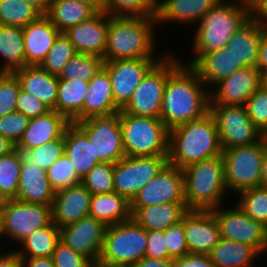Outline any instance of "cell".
<instances>
[{"label":"cell","mask_w":267,"mask_h":267,"mask_svg":"<svg viewBox=\"0 0 267 267\" xmlns=\"http://www.w3.org/2000/svg\"><path fill=\"white\" fill-rule=\"evenodd\" d=\"M210 92L197 72L181 63L167 78L160 120L171 130L202 118L210 110Z\"/></svg>","instance_id":"obj_1"},{"label":"cell","mask_w":267,"mask_h":267,"mask_svg":"<svg viewBox=\"0 0 267 267\" xmlns=\"http://www.w3.org/2000/svg\"><path fill=\"white\" fill-rule=\"evenodd\" d=\"M222 152L217 125L210 112L169 130L168 163L179 169Z\"/></svg>","instance_id":"obj_2"},{"label":"cell","mask_w":267,"mask_h":267,"mask_svg":"<svg viewBox=\"0 0 267 267\" xmlns=\"http://www.w3.org/2000/svg\"><path fill=\"white\" fill-rule=\"evenodd\" d=\"M156 17L110 16L103 61L154 58ZM155 51V52H154Z\"/></svg>","instance_id":"obj_3"},{"label":"cell","mask_w":267,"mask_h":267,"mask_svg":"<svg viewBox=\"0 0 267 267\" xmlns=\"http://www.w3.org/2000/svg\"><path fill=\"white\" fill-rule=\"evenodd\" d=\"M251 18L248 0L230 3L221 0L198 22L194 35L195 57L191 66L201 55L220 50L227 46L231 37Z\"/></svg>","instance_id":"obj_4"},{"label":"cell","mask_w":267,"mask_h":267,"mask_svg":"<svg viewBox=\"0 0 267 267\" xmlns=\"http://www.w3.org/2000/svg\"><path fill=\"white\" fill-rule=\"evenodd\" d=\"M182 172L188 210H211L221 206L228 190L222 155L193 163Z\"/></svg>","instance_id":"obj_5"},{"label":"cell","mask_w":267,"mask_h":267,"mask_svg":"<svg viewBox=\"0 0 267 267\" xmlns=\"http://www.w3.org/2000/svg\"><path fill=\"white\" fill-rule=\"evenodd\" d=\"M120 126L126 156L168 155L169 130L160 119L120 110Z\"/></svg>","instance_id":"obj_6"},{"label":"cell","mask_w":267,"mask_h":267,"mask_svg":"<svg viewBox=\"0 0 267 267\" xmlns=\"http://www.w3.org/2000/svg\"><path fill=\"white\" fill-rule=\"evenodd\" d=\"M147 230L133 218L107 226L99 263L131 267L145 257Z\"/></svg>","instance_id":"obj_7"},{"label":"cell","mask_w":267,"mask_h":267,"mask_svg":"<svg viewBox=\"0 0 267 267\" xmlns=\"http://www.w3.org/2000/svg\"><path fill=\"white\" fill-rule=\"evenodd\" d=\"M266 148L267 140L262 137L256 143L223 150L221 155L228 190L237 194L261 186V168Z\"/></svg>","instance_id":"obj_8"},{"label":"cell","mask_w":267,"mask_h":267,"mask_svg":"<svg viewBox=\"0 0 267 267\" xmlns=\"http://www.w3.org/2000/svg\"><path fill=\"white\" fill-rule=\"evenodd\" d=\"M160 58L144 76L122 111L134 116L160 119L167 78L181 64L180 60L169 55Z\"/></svg>","instance_id":"obj_9"},{"label":"cell","mask_w":267,"mask_h":267,"mask_svg":"<svg viewBox=\"0 0 267 267\" xmlns=\"http://www.w3.org/2000/svg\"><path fill=\"white\" fill-rule=\"evenodd\" d=\"M52 221L51 205L26 203L17 199L4 200L0 232L20 243L36 229Z\"/></svg>","instance_id":"obj_10"},{"label":"cell","mask_w":267,"mask_h":267,"mask_svg":"<svg viewBox=\"0 0 267 267\" xmlns=\"http://www.w3.org/2000/svg\"><path fill=\"white\" fill-rule=\"evenodd\" d=\"M93 143L100 163H112L124 158L120 111L107 116H94L75 123Z\"/></svg>","instance_id":"obj_11"},{"label":"cell","mask_w":267,"mask_h":267,"mask_svg":"<svg viewBox=\"0 0 267 267\" xmlns=\"http://www.w3.org/2000/svg\"><path fill=\"white\" fill-rule=\"evenodd\" d=\"M168 163V155L128 157L114 164V191L130 202Z\"/></svg>","instance_id":"obj_12"},{"label":"cell","mask_w":267,"mask_h":267,"mask_svg":"<svg viewBox=\"0 0 267 267\" xmlns=\"http://www.w3.org/2000/svg\"><path fill=\"white\" fill-rule=\"evenodd\" d=\"M222 150L258 142L263 136L249 119L244 106L210 105Z\"/></svg>","instance_id":"obj_13"},{"label":"cell","mask_w":267,"mask_h":267,"mask_svg":"<svg viewBox=\"0 0 267 267\" xmlns=\"http://www.w3.org/2000/svg\"><path fill=\"white\" fill-rule=\"evenodd\" d=\"M210 211L217 221L221 238L248 244L260 254L267 251V227L244 213L238 206L225 210L216 207Z\"/></svg>","instance_id":"obj_14"},{"label":"cell","mask_w":267,"mask_h":267,"mask_svg":"<svg viewBox=\"0 0 267 267\" xmlns=\"http://www.w3.org/2000/svg\"><path fill=\"white\" fill-rule=\"evenodd\" d=\"M156 58H135L105 61L115 104L122 109L131 99L144 76L158 62Z\"/></svg>","instance_id":"obj_15"},{"label":"cell","mask_w":267,"mask_h":267,"mask_svg":"<svg viewBox=\"0 0 267 267\" xmlns=\"http://www.w3.org/2000/svg\"><path fill=\"white\" fill-rule=\"evenodd\" d=\"M163 203H186L182 169L167 163L131 201V207Z\"/></svg>","instance_id":"obj_16"},{"label":"cell","mask_w":267,"mask_h":267,"mask_svg":"<svg viewBox=\"0 0 267 267\" xmlns=\"http://www.w3.org/2000/svg\"><path fill=\"white\" fill-rule=\"evenodd\" d=\"M106 228L102 221L86 216L60 228V241L95 264L100 258Z\"/></svg>","instance_id":"obj_17"},{"label":"cell","mask_w":267,"mask_h":267,"mask_svg":"<svg viewBox=\"0 0 267 267\" xmlns=\"http://www.w3.org/2000/svg\"><path fill=\"white\" fill-rule=\"evenodd\" d=\"M214 86L217 91L210 93V105L244 106L261 87L260 71L256 67L241 68Z\"/></svg>","instance_id":"obj_18"},{"label":"cell","mask_w":267,"mask_h":267,"mask_svg":"<svg viewBox=\"0 0 267 267\" xmlns=\"http://www.w3.org/2000/svg\"><path fill=\"white\" fill-rule=\"evenodd\" d=\"M180 222L189 253L208 255L221 239L217 221L210 210H188Z\"/></svg>","instance_id":"obj_19"},{"label":"cell","mask_w":267,"mask_h":267,"mask_svg":"<svg viewBox=\"0 0 267 267\" xmlns=\"http://www.w3.org/2000/svg\"><path fill=\"white\" fill-rule=\"evenodd\" d=\"M108 14L97 12L90 19L78 23L64 33L77 53L104 57L107 44Z\"/></svg>","instance_id":"obj_20"},{"label":"cell","mask_w":267,"mask_h":267,"mask_svg":"<svg viewBox=\"0 0 267 267\" xmlns=\"http://www.w3.org/2000/svg\"><path fill=\"white\" fill-rule=\"evenodd\" d=\"M91 196L82 183L56 192L51 205L52 222L60 229L89 216Z\"/></svg>","instance_id":"obj_21"},{"label":"cell","mask_w":267,"mask_h":267,"mask_svg":"<svg viewBox=\"0 0 267 267\" xmlns=\"http://www.w3.org/2000/svg\"><path fill=\"white\" fill-rule=\"evenodd\" d=\"M115 104L111 80L103 67L90 81L81 113L71 122L76 123L94 116H107L119 112Z\"/></svg>","instance_id":"obj_22"},{"label":"cell","mask_w":267,"mask_h":267,"mask_svg":"<svg viewBox=\"0 0 267 267\" xmlns=\"http://www.w3.org/2000/svg\"><path fill=\"white\" fill-rule=\"evenodd\" d=\"M60 33L45 14L23 27L26 66H39Z\"/></svg>","instance_id":"obj_23"},{"label":"cell","mask_w":267,"mask_h":267,"mask_svg":"<svg viewBox=\"0 0 267 267\" xmlns=\"http://www.w3.org/2000/svg\"><path fill=\"white\" fill-rule=\"evenodd\" d=\"M71 122L55 110L30 118L29 124L16 149H33L64 135Z\"/></svg>","instance_id":"obj_24"},{"label":"cell","mask_w":267,"mask_h":267,"mask_svg":"<svg viewBox=\"0 0 267 267\" xmlns=\"http://www.w3.org/2000/svg\"><path fill=\"white\" fill-rule=\"evenodd\" d=\"M55 194L46 171L32 162H22L17 200L26 203L52 205Z\"/></svg>","instance_id":"obj_25"},{"label":"cell","mask_w":267,"mask_h":267,"mask_svg":"<svg viewBox=\"0 0 267 267\" xmlns=\"http://www.w3.org/2000/svg\"><path fill=\"white\" fill-rule=\"evenodd\" d=\"M22 90L40 99L50 110L56 111L58 76L40 66H24L13 71Z\"/></svg>","instance_id":"obj_26"},{"label":"cell","mask_w":267,"mask_h":267,"mask_svg":"<svg viewBox=\"0 0 267 267\" xmlns=\"http://www.w3.org/2000/svg\"><path fill=\"white\" fill-rule=\"evenodd\" d=\"M191 67L197 72L206 87L208 86V89L241 69L233 53L228 51V46L201 55Z\"/></svg>","instance_id":"obj_27"},{"label":"cell","mask_w":267,"mask_h":267,"mask_svg":"<svg viewBox=\"0 0 267 267\" xmlns=\"http://www.w3.org/2000/svg\"><path fill=\"white\" fill-rule=\"evenodd\" d=\"M221 0H158L156 22L197 23Z\"/></svg>","instance_id":"obj_28"},{"label":"cell","mask_w":267,"mask_h":267,"mask_svg":"<svg viewBox=\"0 0 267 267\" xmlns=\"http://www.w3.org/2000/svg\"><path fill=\"white\" fill-rule=\"evenodd\" d=\"M65 154L72 161L81 180L100 163L99 158L95 157L93 143L75 123H71L65 130Z\"/></svg>","instance_id":"obj_29"},{"label":"cell","mask_w":267,"mask_h":267,"mask_svg":"<svg viewBox=\"0 0 267 267\" xmlns=\"http://www.w3.org/2000/svg\"><path fill=\"white\" fill-rule=\"evenodd\" d=\"M188 211L186 203H163L131 207L132 218L146 230L165 231L181 221Z\"/></svg>","instance_id":"obj_30"},{"label":"cell","mask_w":267,"mask_h":267,"mask_svg":"<svg viewBox=\"0 0 267 267\" xmlns=\"http://www.w3.org/2000/svg\"><path fill=\"white\" fill-rule=\"evenodd\" d=\"M262 27L251 18L231 37L228 51L241 68L256 67Z\"/></svg>","instance_id":"obj_31"},{"label":"cell","mask_w":267,"mask_h":267,"mask_svg":"<svg viewBox=\"0 0 267 267\" xmlns=\"http://www.w3.org/2000/svg\"><path fill=\"white\" fill-rule=\"evenodd\" d=\"M89 216L102 221L106 226L132 218L131 202L117 192L93 194L90 199Z\"/></svg>","instance_id":"obj_32"},{"label":"cell","mask_w":267,"mask_h":267,"mask_svg":"<svg viewBox=\"0 0 267 267\" xmlns=\"http://www.w3.org/2000/svg\"><path fill=\"white\" fill-rule=\"evenodd\" d=\"M97 12L89 3L80 0H52L45 15L64 33L78 23L90 19Z\"/></svg>","instance_id":"obj_33"},{"label":"cell","mask_w":267,"mask_h":267,"mask_svg":"<svg viewBox=\"0 0 267 267\" xmlns=\"http://www.w3.org/2000/svg\"><path fill=\"white\" fill-rule=\"evenodd\" d=\"M0 69L13 72L26 66L23 27L0 24Z\"/></svg>","instance_id":"obj_34"},{"label":"cell","mask_w":267,"mask_h":267,"mask_svg":"<svg viewBox=\"0 0 267 267\" xmlns=\"http://www.w3.org/2000/svg\"><path fill=\"white\" fill-rule=\"evenodd\" d=\"M261 255L254 247L221 238L208 254L216 267H252L255 258Z\"/></svg>","instance_id":"obj_35"},{"label":"cell","mask_w":267,"mask_h":267,"mask_svg":"<svg viewBox=\"0 0 267 267\" xmlns=\"http://www.w3.org/2000/svg\"><path fill=\"white\" fill-rule=\"evenodd\" d=\"M89 82L59 79L56 111L72 122L82 111Z\"/></svg>","instance_id":"obj_36"},{"label":"cell","mask_w":267,"mask_h":267,"mask_svg":"<svg viewBox=\"0 0 267 267\" xmlns=\"http://www.w3.org/2000/svg\"><path fill=\"white\" fill-rule=\"evenodd\" d=\"M60 242V229L51 221L36 229L20 243L21 250H15L21 258L51 257Z\"/></svg>","instance_id":"obj_37"},{"label":"cell","mask_w":267,"mask_h":267,"mask_svg":"<svg viewBox=\"0 0 267 267\" xmlns=\"http://www.w3.org/2000/svg\"><path fill=\"white\" fill-rule=\"evenodd\" d=\"M22 157L18 149L0 157V196L3 200L16 199Z\"/></svg>","instance_id":"obj_38"},{"label":"cell","mask_w":267,"mask_h":267,"mask_svg":"<svg viewBox=\"0 0 267 267\" xmlns=\"http://www.w3.org/2000/svg\"><path fill=\"white\" fill-rule=\"evenodd\" d=\"M42 13L25 0H0V24L25 27Z\"/></svg>","instance_id":"obj_39"},{"label":"cell","mask_w":267,"mask_h":267,"mask_svg":"<svg viewBox=\"0 0 267 267\" xmlns=\"http://www.w3.org/2000/svg\"><path fill=\"white\" fill-rule=\"evenodd\" d=\"M103 65L102 57L77 53L66 63L58 79L79 78V80L89 82L103 68Z\"/></svg>","instance_id":"obj_40"},{"label":"cell","mask_w":267,"mask_h":267,"mask_svg":"<svg viewBox=\"0 0 267 267\" xmlns=\"http://www.w3.org/2000/svg\"><path fill=\"white\" fill-rule=\"evenodd\" d=\"M22 162H32L34 165L47 171L48 168L65 154V133L60 138L42 144L33 149H18Z\"/></svg>","instance_id":"obj_41"},{"label":"cell","mask_w":267,"mask_h":267,"mask_svg":"<svg viewBox=\"0 0 267 267\" xmlns=\"http://www.w3.org/2000/svg\"><path fill=\"white\" fill-rule=\"evenodd\" d=\"M240 195L239 205L244 213L267 227V187L258 186L243 190Z\"/></svg>","instance_id":"obj_42"},{"label":"cell","mask_w":267,"mask_h":267,"mask_svg":"<svg viewBox=\"0 0 267 267\" xmlns=\"http://www.w3.org/2000/svg\"><path fill=\"white\" fill-rule=\"evenodd\" d=\"M77 54L73 44L65 33H60L51 50L39 65L48 73L59 76L66 63Z\"/></svg>","instance_id":"obj_43"},{"label":"cell","mask_w":267,"mask_h":267,"mask_svg":"<svg viewBox=\"0 0 267 267\" xmlns=\"http://www.w3.org/2000/svg\"><path fill=\"white\" fill-rule=\"evenodd\" d=\"M158 0H106L110 16L156 17Z\"/></svg>","instance_id":"obj_44"},{"label":"cell","mask_w":267,"mask_h":267,"mask_svg":"<svg viewBox=\"0 0 267 267\" xmlns=\"http://www.w3.org/2000/svg\"><path fill=\"white\" fill-rule=\"evenodd\" d=\"M46 174L55 193L81 183V179L76 174L72 161L66 154L56 160L48 168Z\"/></svg>","instance_id":"obj_45"},{"label":"cell","mask_w":267,"mask_h":267,"mask_svg":"<svg viewBox=\"0 0 267 267\" xmlns=\"http://www.w3.org/2000/svg\"><path fill=\"white\" fill-rule=\"evenodd\" d=\"M114 164L98 163L82 178L81 183L93 194L114 191Z\"/></svg>","instance_id":"obj_46"},{"label":"cell","mask_w":267,"mask_h":267,"mask_svg":"<svg viewBox=\"0 0 267 267\" xmlns=\"http://www.w3.org/2000/svg\"><path fill=\"white\" fill-rule=\"evenodd\" d=\"M20 89L19 80L13 72L0 75V117L16 111Z\"/></svg>","instance_id":"obj_47"},{"label":"cell","mask_w":267,"mask_h":267,"mask_svg":"<svg viewBox=\"0 0 267 267\" xmlns=\"http://www.w3.org/2000/svg\"><path fill=\"white\" fill-rule=\"evenodd\" d=\"M252 123L263 133L267 129V90L260 87L244 104Z\"/></svg>","instance_id":"obj_48"},{"label":"cell","mask_w":267,"mask_h":267,"mask_svg":"<svg viewBox=\"0 0 267 267\" xmlns=\"http://www.w3.org/2000/svg\"><path fill=\"white\" fill-rule=\"evenodd\" d=\"M29 121V117L17 111L0 117V135L17 145L25 133Z\"/></svg>","instance_id":"obj_49"},{"label":"cell","mask_w":267,"mask_h":267,"mask_svg":"<svg viewBox=\"0 0 267 267\" xmlns=\"http://www.w3.org/2000/svg\"><path fill=\"white\" fill-rule=\"evenodd\" d=\"M168 255L172 259L181 258L189 253L185 239V231L181 222L164 231Z\"/></svg>","instance_id":"obj_50"},{"label":"cell","mask_w":267,"mask_h":267,"mask_svg":"<svg viewBox=\"0 0 267 267\" xmlns=\"http://www.w3.org/2000/svg\"><path fill=\"white\" fill-rule=\"evenodd\" d=\"M55 267H91L93 263L85 256L59 242L51 256Z\"/></svg>","instance_id":"obj_51"},{"label":"cell","mask_w":267,"mask_h":267,"mask_svg":"<svg viewBox=\"0 0 267 267\" xmlns=\"http://www.w3.org/2000/svg\"><path fill=\"white\" fill-rule=\"evenodd\" d=\"M16 111L23 113L29 118H34L48 113L50 109L40 99L20 89Z\"/></svg>","instance_id":"obj_52"},{"label":"cell","mask_w":267,"mask_h":267,"mask_svg":"<svg viewBox=\"0 0 267 267\" xmlns=\"http://www.w3.org/2000/svg\"><path fill=\"white\" fill-rule=\"evenodd\" d=\"M145 256L155 259H167L168 255L164 231L147 230V247Z\"/></svg>","instance_id":"obj_53"},{"label":"cell","mask_w":267,"mask_h":267,"mask_svg":"<svg viewBox=\"0 0 267 267\" xmlns=\"http://www.w3.org/2000/svg\"><path fill=\"white\" fill-rule=\"evenodd\" d=\"M175 267H216L207 254L188 253L181 258L174 259Z\"/></svg>","instance_id":"obj_54"},{"label":"cell","mask_w":267,"mask_h":267,"mask_svg":"<svg viewBox=\"0 0 267 267\" xmlns=\"http://www.w3.org/2000/svg\"><path fill=\"white\" fill-rule=\"evenodd\" d=\"M253 21L267 30V0H248Z\"/></svg>","instance_id":"obj_55"},{"label":"cell","mask_w":267,"mask_h":267,"mask_svg":"<svg viewBox=\"0 0 267 267\" xmlns=\"http://www.w3.org/2000/svg\"><path fill=\"white\" fill-rule=\"evenodd\" d=\"M131 267H175L174 259H155L150 257H142L140 260L135 262Z\"/></svg>","instance_id":"obj_56"},{"label":"cell","mask_w":267,"mask_h":267,"mask_svg":"<svg viewBox=\"0 0 267 267\" xmlns=\"http://www.w3.org/2000/svg\"><path fill=\"white\" fill-rule=\"evenodd\" d=\"M256 68L261 72L267 70V30L262 29L259 42L258 59Z\"/></svg>","instance_id":"obj_57"},{"label":"cell","mask_w":267,"mask_h":267,"mask_svg":"<svg viewBox=\"0 0 267 267\" xmlns=\"http://www.w3.org/2000/svg\"><path fill=\"white\" fill-rule=\"evenodd\" d=\"M0 267H23V260L16 251H9L0 257Z\"/></svg>","instance_id":"obj_58"},{"label":"cell","mask_w":267,"mask_h":267,"mask_svg":"<svg viewBox=\"0 0 267 267\" xmlns=\"http://www.w3.org/2000/svg\"><path fill=\"white\" fill-rule=\"evenodd\" d=\"M23 267H55L51 257L22 258Z\"/></svg>","instance_id":"obj_59"},{"label":"cell","mask_w":267,"mask_h":267,"mask_svg":"<svg viewBox=\"0 0 267 267\" xmlns=\"http://www.w3.org/2000/svg\"><path fill=\"white\" fill-rule=\"evenodd\" d=\"M16 149V145L13 144L3 135H0V157L8 155Z\"/></svg>","instance_id":"obj_60"},{"label":"cell","mask_w":267,"mask_h":267,"mask_svg":"<svg viewBox=\"0 0 267 267\" xmlns=\"http://www.w3.org/2000/svg\"><path fill=\"white\" fill-rule=\"evenodd\" d=\"M35 8H37L42 14H46L52 0H25Z\"/></svg>","instance_id":"obj_61"},{"label":"cell","mask_w":267,"mask_h":267,"mask_svg":"<svg viewBox=\"0 0 267 267\" xmlns=\"http://www.w3.org/2000/svg\"><path fill=\"white\" fill-rule=\"evenodd\" d=\"M261 186L267 187V148L262 161Z\"/></svg>","instance_id":"obj_62"},{"label":"cell","mask_w":267,"mask_h":267,"mask_svg":"<svg viewBox=\"0 0 267 267\" xmlns=\"http://www.w3.org/2000/svg\"><path fill=\"white\" fill-rule=\"evenodd\" d=\"M80 1L89 3L98 12H105V9H106V0H80Z\"/></svg>","instance_id":"obj_63"},{"label":"cell","mask_w":267,"mask_h":267,"mask_svg":"<svg viewBox=\"0 0 267 267\" xmlns=\"http://www.w3.org/2000/svg\"><path fill=\"white\" fill-rule=\"evenodd\" d=\"M261 87L267 90V70L260 72Z\"/></svg>","instance_id":"obj_64"},{"label":"cell","mask_w":267,"mask_h":267,"mask_svg":"<svg viewBox=\"0 0 267 267\" xmlns=\"http://www.w3.org/2000/svg\"><path fill=\"white\" fill-rule=\"evenodd\" d=\"M96 267H125V266H111V265H107V264H104V263H95L94 264Z\"/></svg>","instance_id":"obj_65"},{"label":"cell","mask_w":267,"mask_h":267,"mask_svg":"<svg viewBox=\"0 0 267 267\" xmlns=\"http://www.w3.org/2000/svg\"><path fill=\"white\" fill-rule=\"evenodd\" d=\"M262 136L267 140V129L262 133Z\"/></svg>","instance_id":"obj_66"},{"label":"cell","mask_w":267,"mask_h":267,"mask_svg":"<svg viewBox=\"0 0 267 267\" xmlns=\"http://www.w3.org/2000/svg\"><path fill=\"white\" fill-rule=\"evenodd\" d=\"M3 203H0V227H1V210H2Z\"/></svg>","instance_id":"obj_67"},{"label":"cell","mask_w":267,"mask_h":267,"mask_svg":"<svg viewBox=\"0 0 267 267\" xmlns=\"http://www.w3.org/2000/svg\"><path fill=\"white\" fill-rule=\"evenodd\" d=\"M3 235L1 234V232H0V237H2ZM1 253H4V252H1V247H0V257L3 255V254H1Z\"/></svg>","instance_id":"obj_68"},{"label":"cell","mask_w":267,"mask_h":267,"mask_svg":"<svg viewBox=\"0 0 267 267\" xmlns=\"http://www.w3.org/2000/svg\"><path fill=\"white\" fill-rule=\"evenodd\" d=\"M0 203H4V200L2 199L1 196H0Z\"/></svg>","instance_id":"obj_69"}]
</instances>
